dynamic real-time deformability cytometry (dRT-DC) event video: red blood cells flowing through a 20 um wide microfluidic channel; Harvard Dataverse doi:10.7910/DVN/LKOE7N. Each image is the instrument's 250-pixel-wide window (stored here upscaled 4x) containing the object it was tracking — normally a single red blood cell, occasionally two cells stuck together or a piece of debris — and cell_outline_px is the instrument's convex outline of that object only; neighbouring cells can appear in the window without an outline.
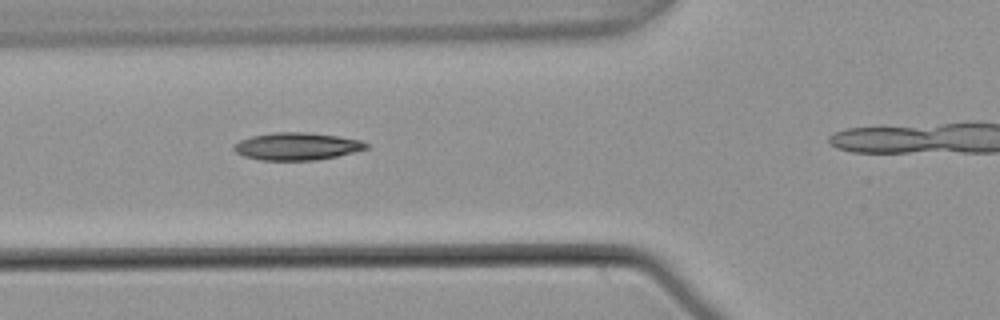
{"species": "common noctule bat (a hibernating species)", "species_latin": "Nyctalus noctula", "temperature_condition": "warm", "stored_images_in_passage": 6, "camera_frame_rate_fps": 3000, "um_per_image_px": 0.085, "animal": {"sex": "male", "body_mass_g": 21.5, "forearm_length_mm": 52.0}, "frame": {"image": 1, "passage_image": 4, "time_ms": 1.0, "image_size_px": [1000, 320], "cell_outline_px": [[368, 148], [336, 156], [316, 160], [260, 160], [244, 156], [236, 152], [232, 148], [232, 144], [240, 140], [252, 136], [272, 132], [308, 132], [336, 136], [360, 140], [368, 144]], "centroid_in_image_um": [25.18, 12.43], "position_along_channel_um": 100.6, "area_um2": 21.1}}